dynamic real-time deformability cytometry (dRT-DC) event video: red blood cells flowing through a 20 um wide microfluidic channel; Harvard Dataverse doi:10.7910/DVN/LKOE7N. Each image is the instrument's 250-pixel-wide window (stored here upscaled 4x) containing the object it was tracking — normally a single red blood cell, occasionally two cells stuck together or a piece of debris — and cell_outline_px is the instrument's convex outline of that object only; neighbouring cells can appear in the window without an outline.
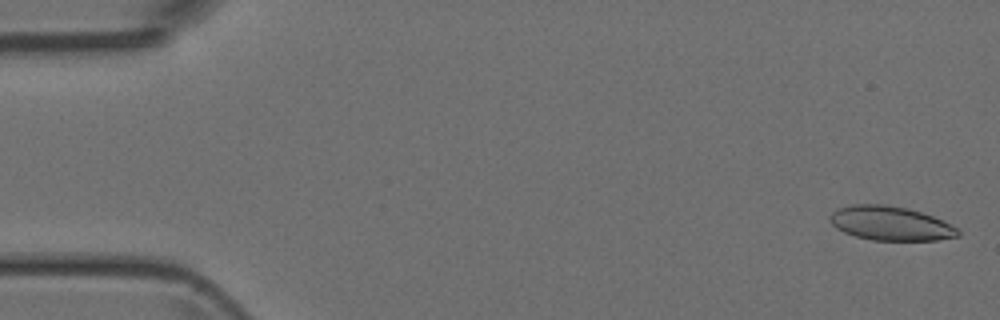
{"species": "Egyptian fruit bat (a non-hibernating species)", "species_latin": "Rousettus aegyptiacus", "temperature_condition": "room temperature", "stored_images_in_passage": 51, "camera_frame_rate_fps": 3000, "um_per_image_px": 0.085, "animal": {"sex": "female"}, "frame": {"image": 1, "passage_image": 2, "time_ms": 0.333, "image_size_px": [1000, 320], "cell_outline_px": [[960, 236], [936, 240], [872, 240], [856, 236], [844, 232], [836, 228], [832, 224], [828, 216], [836, 208], [852, 204], [884, 204], [908, 208], [932, 216], [956, 228], [960, 232]], "centroid_in_image_um": [75.64, 18.98], "position_along_channel_um": 9.4, "area_um2": 25.37}}
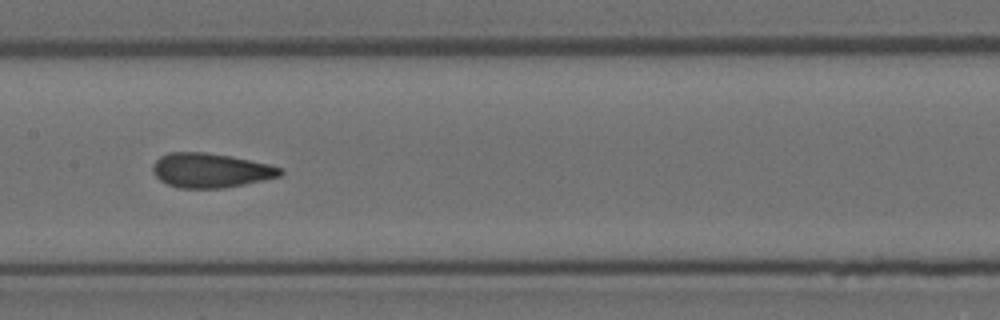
{"frame": {"image": 2, "passage_image": 25, "time_ms": 8.0, "image_size_px": [1000, 320], "cell_outline_px": [[284, 172], [280, 176], [264, 180], [224, 188], [180, 188], [168, 184], [160, 180], [152, 172], [152, 168], [156, 160], [160, 156], [168, 152], [204, 152], [228, 156], [268, 164], [284, 168]], "centroid_in_image_um": [17.9, 14.48], "position_along_channel_um": 189.5, "area_um2": 25.49}}
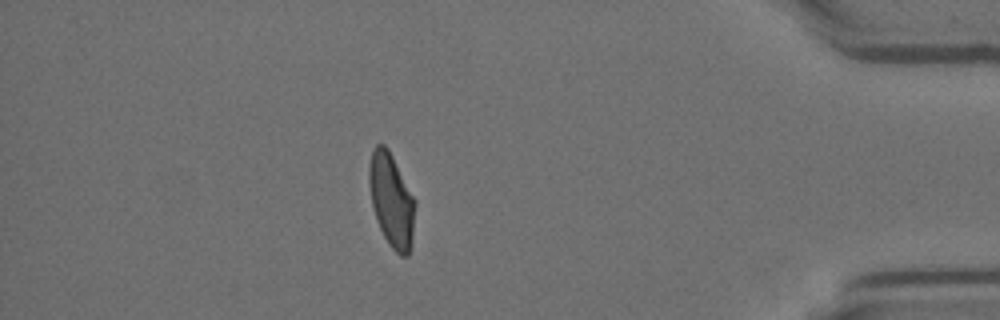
{"frame": {"image": 3, "passage_image": 44, "time_ms": 14.333, "image_size_px": [1000, 320], "cell_outline_px": [[416, 204], [412, 232], [408, 256], [400, 256], [388, 244], [376, 220], [372, 208], [368, 180], [368, 168], [372, 152], [376, 144], [384, 144], [388, 148], [416, 200]], "centroid_in_image_um": [33.26, 16.99], "position_along_channel_um": 401.9, "area_um2": 25.09}}